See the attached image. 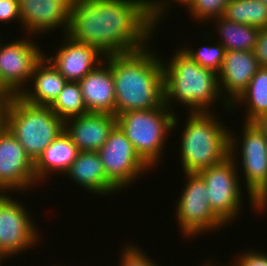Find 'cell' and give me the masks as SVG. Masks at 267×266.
Masks as SVG:
<instances>
[{
	"label": "cell",
	"mask_w": 267,
	"mask_h": 266,
	"mask_svg": "<svg viewBox=\"0 0 267 266\" xmlns=\"http://www.w3.org/2000/svg\"><path fill=\"white\" fill-rule=\"evenodd\" d=\"M158 25L145 0H73L67 35L109 56L151 45Z\"/></svg>",
	"instance_id": "6da1fadb"
},
{
	"label": "cell",
	"mask_w": 267,
	"mask_h": 266,
	"mask_svg": "<svg viewBox=\"0 0 267 266\" xmlns=\"http://www.w3.org/2000/svg\"><path fill=\"white\" fill-rule=\"evenodd\" d=\"M151 46L131 53L105 56L114 78L115 116L165 104L162 58Z\"/></svg>",
	"instance_id": "7a4b0ae2"
},
{
	"label": "cell",
	"mask_w": 267,
	"mask_h": 266,
	"mask_svg": "<svg viewBox=\"0 0 267 266\" xmlns=\"http://www.w3.org/2000/svg\"><path fill=\"white\" fill-rule=\"evenodd\" d=\"M177 49L167 62L162 59L165 105L173 112L172 103L179 102L189 110L187 113H206L213 112V104L221 101L225 111L230 112L220 92L218 74L198 65L182 48Z\"/></svg>",
	"instance_id": "3957f363"
},
{
	"label": "cell",
	"mask_w": 267,
	"mask_h": 266,
	"mask_svg": "<svg viewBox=\"0 0 267 266\" xmlns=\"http://www.w3.org/2000/svg\"><path fill=\"white\" fill-rule=\"evenodd\" d=\"M214 113H188L179 139L182 172L198 173L230 156V129Z\"/></svg>",
	"instance_id": "277c9868"
},
{
	"label": "cell",
	"mask_w": 267,
	"mask_h": 266,
	"mask_svg": "<svg viewBox=\"0 0 267 266\" xmlns=\"http://www.w3.org/2000/svg\"><path fill=\"white\" fill-rule=\"evenodd\" d=\"M4 126L35 162L43 151L64 131V121L49 105L32 104L16 95L5 106Z\"/></svg>",
	"instance_id": "5b68a950"
},
{
	"label": "cell",
	"mask_w": 267,
	"mask_h": 266,
	"mask_svg": "<svg viewBox=\"0 0 267 266\" xmlns=\"http://www.w3.org/2000/svg\"><path fill=\"white\" fill-rule=\"evenodd\" d=\"M177 113L165 104L147 110H131L116 116V125L133 144L140 158L152 169L162 160L169 133L178 126ZM160 161V162H159Z\"/></svg>",
	"instance_id": "8992f818"
},
{
	"label": "cell",
	"mask_w": 267,
	"mask_h": 266,
	"mask_svg": "<svg viewBox=\"0 0 267 266\" xmlns=\"http://www.w3.org/2000/svg\"><path fill=\"white\" fill-rule=\"evenodd\" d=\"M242 125V138L235 136L230 129L229 154L242 171L240 175L244 176L250 209L264 214L267 210V137L255 122Z\"/></svg>",
	"instance_id": "52a82bcc"
},
{
	"label": "cell",
	"mask_w": 267,
	"mask_h": 266,
	"mask_svg": "<svg viewBox=\"0 0 267 266\" xmlns=\"http://www.w3.org/2000/svg\"><path fill=\"white\" fill-rule=\"evenodd\" d=\"M186 181L176 201V220L183 238L223 229L226 224L212 211L207 187L197 173H183ZM198 235V236H197ZM195 236V237H194Z\"/></svg>",
	"instance_id": "ba28073f"
},
{
	"label": "cell",
	"mask_w": 267,
	"mask_h": 266,
	"mask_svg": "<svg viewBox=\"0 0 267 266\" xmlns=\"http://www.w3.org/2000/svg\"><path fill=\"white\" fill-rule=\"evenodd\" d=\"M237 168L235 161L229 156L223 162L197 173L206 184L212 211L227 226L240 218L238 215H241L243 210L241 205L244 201V189H241Z\"/></svg>",
	"instance_id": "9c48e42d"
},
{
	"label": "cell",
	"mask_w": 267,
	"mask_h": 266,
	"mask_svg": "<svg viewBox=\"0 0 267 266\" xmlns=\"http://www.w3.org/2000/svg\"><path fill=\"white\" fill-rule=\"evenodd\" d=\"M23 205L9 193H0V253L5 260L34 249L41 239L33 215Z\"/></svg>",
	"instance_id": "30bf717a"
},
{
	"label": "cell",
	"mask_w": 267,
	"mask_h": 266,
	"mask_svg": "<svg viewBox=\"0 0 267 266\" xmlns=\"http://www.w3.org/2000/svg\"><path fill=\"white\" fill-rule=\"evenodd\" d=\"M107 178L121 191L151 168L140 158L131 141L116 125L97 151Z\"/></svg>",
	"instance_id": "8fae6325"
},
{
	"label": "cell",
	"mask_w": 267,
	"mask_h": 266,
	"mask_svg": "<svg viewBox=\"0 0 267 266\" xmlns=\"http://www.w3.org/2000/svg\"><path fill=\"white\" fill-rule=\"evenodd\" d=\"M23 37L0 44V78L15 95H20L26 86H30L35 66L44 56L30 35Z\"/></svg>",
	"instance_id": "7c38bea8"
},
{
	"label": "cell",
	"mask_w": 267,
	"mask_h": 266,
	"mask_svg": "<svg viewBox=\"0 0 267 266\" xmlns=\"http://www.w3.org/2000/svg\"><path fill=\"white\" fill-rule=\"evenodd\" d=\"M37 184L39 185L35 178L34 162L4 126L0 131V193L26 192Z\"/></svg>",
	"instance_id": "4fadbf2b"
},
{
	"label": "cell",
	"mask_w": 267,
	"mask_h": 266,
	"mask_svg": "<svg viewBox=\"0 0 267 266\" xmlns=\"http://www.w3.org/2000/svg\"><path fill=\"white\" fill-rule=\"evenodd\" d=\"M20 7V24L24 36L54 31L62 28L67 34L70 25L71 4L73 0H18ZM38 34V35H37Z\"/></svg>",
	"instance_id": "5bb4252c"
},
{
	"label": "cell",
	"mask_w": 267,
	"mask_h": 266,
	"mask_svg": "<svg viewBox=\"0 0 267 266\" xmlns=\"http://www.w3.org/2000/svg\"><path fill=\"white\" fill-rule=\"evenodd\" d=\"M63 36L54 56L44 55L67 81L79 82L104 61L105 55L91 45L73 40L67 34Z\"/></svg>",
	"instance_id": "9a60e30c"
},
{
	"label": "cell",
	"mask_w": 267,
	"mask_h": 266,
	"mask_svg": "<svg viewBox=\"0 0 267 266\" xmlns=\"http://www.w3.org/2000/svg\"><path fill=\"white\" fill-rule=\"evenodd\" d=\"M259 68L253 51H225L218 82L220 92L229 105L246 89Z\"/></svg>",
	"instance_id": "2e32d148"
},
{
	"label": "cell",
	"mask_w": 267,
	"mask_h": 266,
	"mask_svg": "<svg viewBox=\"0 0 267 266\" xmlns=\"http://www.w3.org/2000/svg\"><path fill=\"white\" fill-rule=\"evenodd\" d=\"M116 126V116L88 112L64 121V131L79 151H98Z\"/></svg>",
	"instance_id": "e0dca14e"
},
{
	"label": "cell",
	"mask_w": 267,
	"mask_h": 266,
	"mask_svg": "<svg viewBox=\"0 0 267 266\" xmlns=\"http://www.w3.org/2000/svg\"><path fill=\"white\" fill-rule=\"evenodd\" d=\"M78 83L88 112L115 115L114 78L110 65L105 60Z\"/></svg>",
	"instance_id": "ac0fdd59"
},
{
	"label": "cell",
	"mask_w": 267,
	"mask_h": 266,
	"mask_svg": "<svg viewBox=\"0 0 267 266\" xmlns=\"http://www.w3.org/2000/svg\"><path fill=\"white\" fill-rule=\"evenodd\" d=\"M89 193L107 196L120 190L107 178L97 151H79L76 159L63 175Z\"/></svg>",
	"instance_id": "d6986e66"
},
{
	"label": "cell",
	"mask_w": 267,
	"mask_h": 266,
	"mask_svg": "<svg viewBox=\"0 0 267 266\" xmlns=\"http://www.w3.org/2000/svg\"><path fill=\"white\" fill-rule=\"evenodd\" d=\"M30 81V88H25L20 96L29 103L49 106L67 83L64 76L45 56L36 64Z\"/></svg>",
	"instance_id": "ffe728a7"
},
{
	"label": "cell",
	"mask_w": 267,
	"mask_h": 266,
	"mask_svg": "<svg viewBox=\"0 0 267 266\" xmlns=\"http://www.w3.org/2000/svg\"><path fill=\"white\" fill-rule=\"evenodd\" d=\"M78 153V147L63 131L34 162V173L37 182L41 184L44 181L45 183L47 177L49 175L51 177L53 172L64 175Z\"/></svg>",
	"instance_id": "44dd1931"
},
{
	"label": "cell",
	"mask_w": 267,
	"mask_h": 266,
	"mask_svg": "<svg viewBox=\"0 0 267 266\" xmlns=\"http://www.w3.org/2000/svg\"><path fill=\"white\" fill-rule=\"evenodd\" d=\"M245 103V104H244ZM245 106L244 122H255L267 114V68L260 67L249 82L246 89L230 105V112L239 106ZM238 106V107H237ZM232 109V110H231Z\"/></svg>",
	"instance_id": "7402d4cb"
},
{
	"label": "cell",
	"mask_w": 267,
	"mask_h": 266,
	"mask_svg": "<svg viewBox=\"0 0 267 266\" xmlns=\"http://www.w3.org/2000/svg\"><path fill=\"white\" fill-rule=\"evenodd\" d=\"M211 22H214L216 26V28H214L216 31H214V33H216L215 35L220 37L216 40L225 48V51L254 50L259 28L238 24L223 16L213 19Z\"/></svg>",
	"instance_id": "603a6c76"
},
{
	"label": "cell",
	"mask_w": 267,
	"mask_h": 266,
	"mask_svg": "<svg viewBox=\"0 0 267 266\" xmlns=\"http://www.w3.org/2000/svg\"><path fill=\"white\" fill-rule=\"evenodd\" d=\"M223 17L238 24L267 28V5L260 0H230Z\"/></svg>",
	"instance_id": "cb8c5ba5"
},
{
	"label": "cell",
	"mask_w": 267,
	"mask_h": 266,
	"mask_svg": "<svg viewBox=\"0 0 267 266\" xmlns=\"http://www.w3.org/2000/svg\"><path fill=\"white\" fill-rule=\"evenodd\" d=\"M51 110L63 121L88 113L78 82L67 81Z\"/></svg>",
	"instance_id": "d4e9b609"
},
{
	"label": "cell",
	"mask_w": 267,
	"mask_h": 266,
	"mask_svg": "<svg viewBox=\"0 0 267 266\" xmlns=\"http://www.w3.org/2000/svg\"><path fill=\"white\" fill-rule=\"evenodd\" d=\"M215 44H210V40L208 41V45L200 46L198 49L192 48L189 46L181 45L183 51L190 56L198 65L208 68L215 73H219L225 55V48L217 41H214ZM212 45V46H211Z\"/></svg>",
	"instance_id": "484cf974"
},
{
	"label": "cell",
	"mask_w": 267,
	"mask_h": 266,
	"mask_svg": "<svg viewBox=\"0 0 267 266\" xmlns=\"http://www.w3.org/2000/svg\"><path fill=\"white\" fill-rule=\"evenodd\" d=\"M230 0H188L183 7L187 8L189 14L198 24L211 23L213 19L223 16L226 5Z\"/></svg>",
	"instance_id": "4316f807"
},
{
	"label": "cell",
	"mask_w": 267,
	"mask_h": 266,
	"mask_svg": "<svg viewBox=\"0 0 267 266\" xmlns=\"http://www.w3.org/2000/svg\"><path fill=\"white\" fill-rule=\"evenodd\" d=\"M124 246L119 256V266H159L157 261H154V258L151 259V256H147V252L145 254L137 244L127 243Z\"/></svg>",
	"instance_id": "83f0119b"
},
{
	"label": "cell",
	"mask_w": 267,
	"mask_h": 266,
	"mask_svg": "<svg viewBox=\"0 0 267 266\" xmlns=\"http://www.w3.org/2000/svg\"><path fill=\"white\" fill-rule=\"evenodd\" d=\"M187 1L188 0H145V4H146L149 15L158 24H162L163 19L166 17L165 14L167 13V11L169 12L171 10L169 7H172L174 5V2L175 4L178 3L180 4V6L183 7V5Z\"/></svg>",
	"instance_id": "f1b7e54d"
},
{
	"label": "cell",
	"mask_w": 267,
	"mask_h": 266,
	"mask_svg": "<svg viewBox=\"0 0 267 266\" xmlns=\"http://www.w3.org/2000/svg\"><path fill=\"white\" fill-rule=\"evenodd\" d=\"M250 250V251H248ZM238 254L235 261H232L233 266H267V254L263 250L248 249Z\"/></svg>",
	"instance_id": "f546056e"
},
{
	"label": "cell",
	"mask_w": 267,
	"mask_h": 266,
	"mask_svg": "<svg viewBox=\"0 0 267 266\" xmlns=\"http://www.w3.org/2000/svg\"><path fill=\"white\" fill-rule=\"evenodd\" d=\"M20 7L18 0H0V22L9 23L17 21L20 23Z\"/></svg>",
	"instance_id": "4dcf8cb0"
},
{
	"label": "cell",
	"mask_w": 267,
	"mask_h": 266,
	"mask_svg": "<svg viewBox=\"0 0 267 266\" xmlns=\"http://www.w3.org/2000/svg\"><path fill=\"white\" fill-rule=\"evenodd\" d=\"M253 52L260 67L267 68V28L259 29Z\"/></svg>",
	"instance_id": "1f68e13d"
},
{
	"label": "cell",
	"mask_w": 267,
	"mask_h": 266,
	"mask_svg": "<svg viewBox=\"0 0 267 266\" xmlns=\"http://www.w3.org/2000/svg\"><path fill=\"white\" fill-rule=\"evenodd\" d=\"M15 96L0 78V101L7 106Z\"/></svg>",
	"instance_id": "d6a6232c"
},
{
	"label": "cell",
	"mask_w": 267,
	"mask_h": 266,
	"mask_svg": "<svg viewBox=\"0 0 267 266\" xmlns=\"http://www.w3.org/2000/svg\"><path fill=\"white\" fill-rule=\"evenodd\" d=\"M255 123L267 137V114L262 115L259 119L255 121Z\"/></svg>",
	"instance_id": "836d02e7"
},
{
	"label": "cell",
	"mask_w": 267,
	"mask_h": 266,
	"mask_svg": "<svg viewBox=\"0 0 267 266\" xmlns=\"http://www.w3.org/2000/svg\"><path fill=\"white\" fill-rule=\"evenodd\" d=\"M5 105L0 101V125H4Z\"/></svg>",
	"instance_id": "e575fe53"
},
{
	"label": "cell",
	"mask_w": 267,
	"mask_h": 266,
	"mask_svg": "<svg viewBox=\"0 0 267 266\" xmlns=\"http://www.w3.org/2000/svg\"><path fill=\"white\" fill-rule=\"evenodd\" d=\"M212 262H213L212 259L210 261L207 260L206 262H203L205 264H203L202 266H216L215 263L212 264ZM219 266H222V265H219ZM223 266H233V265L230 263V264H227V265L226 264L225 265L223 264Z\"/></svg>",
	"instance_id": "d590c367"
},
{
	"label": "cell",
	"mask_w": 267,
	"mask_h": 266,
	"mask_svg": "<svg viewBox=\"0 0 267 266\" xmlns=\"http://www.w3.org/2000/svg\"><path fill=\"white\" fill-rule=\"evenodd\" d=\"M4 256L0 253V266H2V262L4 261Z\"/></svg>",
	"instance_id": "8d00e7d4"
},
{
	"label": "cell",
	"mask_w": 267,
	"mask_h": 266,
	"mask_svg": "<svg viewBox=\"0 0 267 266\" xmlns=\"http://www.w3.org/2000/svg\"><path fill=\"white\" fill-rule=\"evenodd\" d=\"M260 1H262L263 3L267 5V0H260Z\"/></svg>",
	"instance_id": "74e56055"
},
{
	"label": "cell",
	"mask_w": 267,
	"mask_h": 266,
	"mask_svg": "<svg viewBox=\"0 0 267 266\" xmlns=\"http://www.w3.org/2000/svg\"><path fill=\"white\" fill-rule=\"evenodd\" d=\"M3 127H4V125H0V131L2 130Z\"/></svg>",
	"instance_id": "f35d334b"
}]
</instances>
